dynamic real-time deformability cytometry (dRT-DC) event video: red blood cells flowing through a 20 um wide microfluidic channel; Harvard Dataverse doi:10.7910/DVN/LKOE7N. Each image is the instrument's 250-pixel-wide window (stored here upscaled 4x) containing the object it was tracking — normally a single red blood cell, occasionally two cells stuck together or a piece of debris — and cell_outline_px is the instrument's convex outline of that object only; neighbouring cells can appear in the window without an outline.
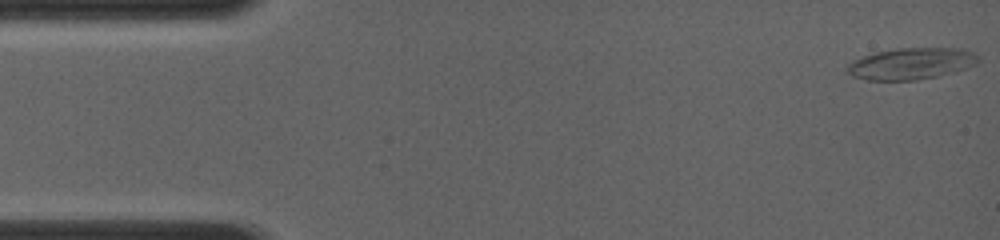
{"species": "common noctule bat (a hibernating species)", "species_latin": "Nyctalus noctula", "temperature_condition": "room temperature", "stored_images_in_passage": 21, "camera_frame_rate_fps": 4000, "um_per_image_px": 0.085, "animal": {"sex": "female", "body_mass_g": 19.0, "forearm_length_mm": 56.7}, "frame": {"image": 1, "passage_image": 1, "time_ms": 0.0, "image_size_px": [1000, 240], "cell_outline_px": [[980, 60], [976, 64], [964, 68], [936, 76], [916, 80], [868, 80], [852, 76], [844, 72], [844, 68], [852, 60], [876, 52], [896, 48], [960, 48], [972, 52], [980, 56]], "centroid_in_image_um": [77.4, 5.4], "position_along_channel_um": 7.6, "area_um2": 24.1}}
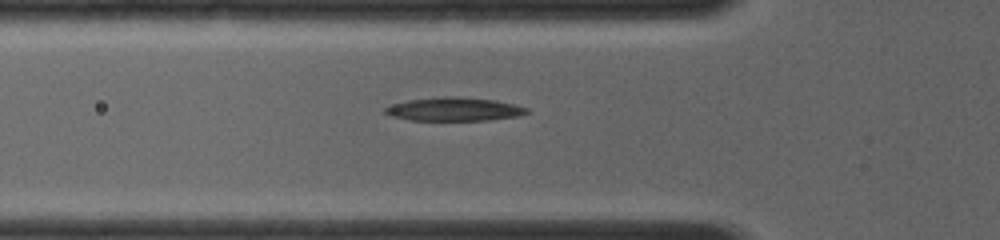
{"frame": {"image": 2, "passage_image": 13, "time_ms": 4.5, "image_size_px": [1000, 240], "cell_outline_px": [[528, 112], [520, 116], [488, 120], [412, 120], [392, 116], [384, 112], [384, 108], [392, 104], [408, 100], [444, 96], [456, 96], [496, 100], [516, 104], [528, 108]], "centroid_in_image_um": [38.64, 9.27], "position_along_channel_um": 87.2, "area_um2": 19.42}}
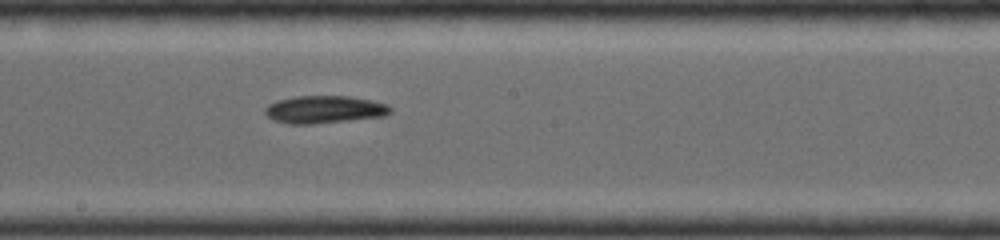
{"frame": {"image": 3, "passage_image": 21, "time_ms": 7.5, "image_size_px": [1000, 240], "cell_outline_px": [[392, 112], [384, 116], [312, 124], [288, 124], [276, 120], [268, 116], [264, 112], [264, 108], [268, 104], [276, 100], [296, 96], [348, 96], [372, 100], [388, 104], [392, 108]], "centroid_in_image_um": [27.58, 9.3], "position_along_channel_um": 220.6, "area_um2": 20.17}}